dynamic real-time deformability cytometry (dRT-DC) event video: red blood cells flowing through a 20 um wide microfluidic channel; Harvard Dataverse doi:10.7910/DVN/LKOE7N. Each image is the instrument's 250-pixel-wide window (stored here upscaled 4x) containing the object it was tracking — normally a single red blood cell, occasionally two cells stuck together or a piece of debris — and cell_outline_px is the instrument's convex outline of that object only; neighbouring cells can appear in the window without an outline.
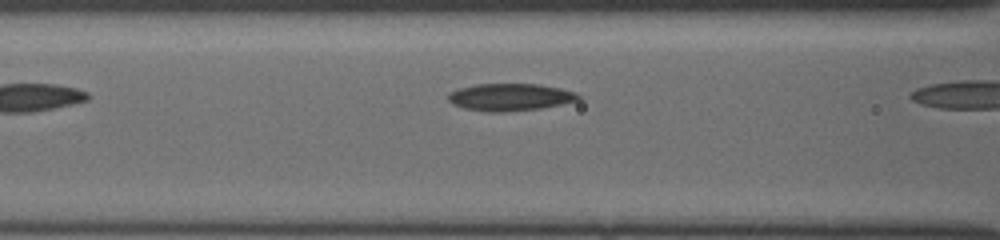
{"species": "common noctule bat (a hibernating species)", "species_latin": "Nyctalus noctula", "temperature_condition": "cold", "stored_images_in_passage": 6, "camera_frame_rate_fps": 3000, "um_per_image_px": 0.085, "animal": {"sex": "female", "body_mass_g": 19.5, "forearm_length_mm": 54.1}, "frame": {"image": 1, "passage_image": 5, "time_ms": 1.333, "image_size_px": [1000, 240], "cell_outline_px": [[580, 100], [540, 108], [504, 112], [488, 112], [464, 108], [452, 104], [448, 100], [448, 92], [456, 88], [476, 84], [536, 84], [560, 88], [576, 92], [580, 96]], "centroid_in_image_um": [43.31, 8.25], "position_along_channel_um": 123.3, "area_um2": 20.75}}